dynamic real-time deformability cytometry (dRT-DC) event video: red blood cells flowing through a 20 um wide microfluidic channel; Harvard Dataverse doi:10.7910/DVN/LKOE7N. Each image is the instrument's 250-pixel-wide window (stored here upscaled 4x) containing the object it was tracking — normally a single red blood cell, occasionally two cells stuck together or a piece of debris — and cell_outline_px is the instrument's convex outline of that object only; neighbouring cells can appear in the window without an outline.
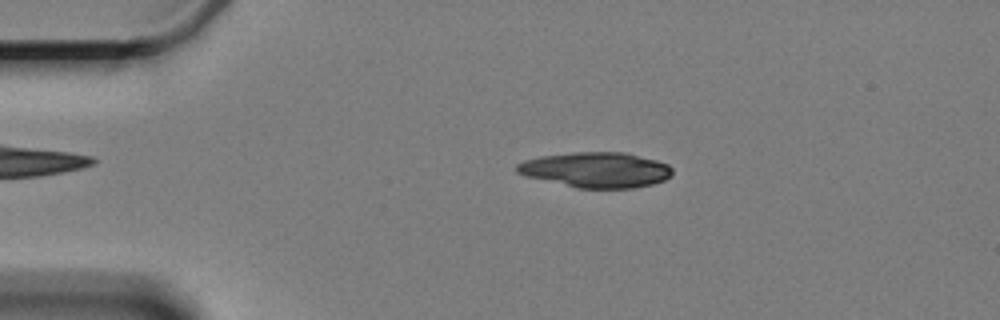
{"species": "Egyptian fruit bat (a non-hibernating species)", "species_latin": "Rousettus aegyptiacus", "temperature_condition": "cold", "stored_images_in_passage": 8, "camera_frame_rate_fps": 3000, "um_per_image_px": 0.085, "animal": {"sex": "female"}, "frame": {"image": 1, "passage_image": 2, "time_ms": 1.0, "image_size_px": [1000, 320], "cell_outline_px": [[672, 176], [664, 180], [652, 184], [632, 188], [576, 188], [528, 176], [516, 172], [516, 164], [524, 160], [540, 156], [572, 152], [624, 152], [656, 160], [668, 164], [672, 168]], "centroid_in_image_um": [50.67, 14.43], "position_along_channel_um": 34.3, "area_um2": 31.96}}